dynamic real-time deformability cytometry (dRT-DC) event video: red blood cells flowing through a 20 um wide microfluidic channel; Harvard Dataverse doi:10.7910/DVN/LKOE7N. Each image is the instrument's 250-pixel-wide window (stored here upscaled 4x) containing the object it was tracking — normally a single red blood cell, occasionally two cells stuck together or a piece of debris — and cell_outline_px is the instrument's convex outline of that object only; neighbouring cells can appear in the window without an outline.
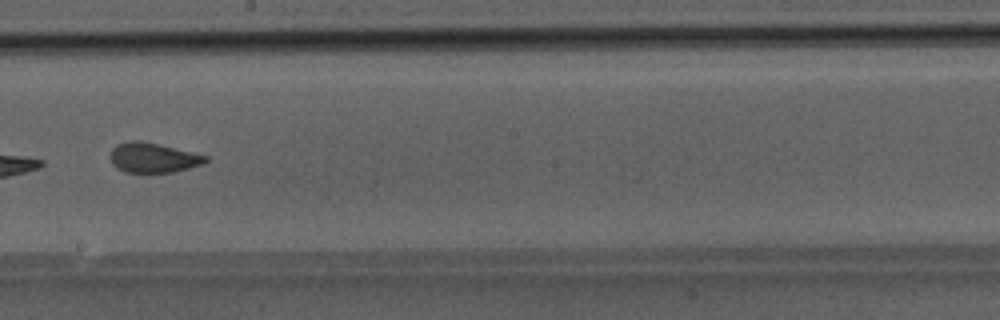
{"species": "Egyptian fruit bat (a non-hibernating species)", "species_latin": "Rousettus aegyptiacus", "temperature_condition": "room temperature", "stored_images_in_passage": 31, "camera_frame_rate_fps": 3000, "um_per_image_px": 0.085, "animal": {"sex": "male"}, "frame": {"image": 1, "passage_image": 27, "time_ms": 8.667, "image_size_px": [1000, 320], "cell_outline_px": [[208, 160], [204, 164], [172, 172], [124, 172], [116, 168], [112, 164], [112, 148], [116, 144], [128, 140], [140, 140], [160, 144], [208, 156]], "centroid_in_image_um": [13.01, 13.39], "position_along_channel_um": 235.2, "area_um2": 16.59}}